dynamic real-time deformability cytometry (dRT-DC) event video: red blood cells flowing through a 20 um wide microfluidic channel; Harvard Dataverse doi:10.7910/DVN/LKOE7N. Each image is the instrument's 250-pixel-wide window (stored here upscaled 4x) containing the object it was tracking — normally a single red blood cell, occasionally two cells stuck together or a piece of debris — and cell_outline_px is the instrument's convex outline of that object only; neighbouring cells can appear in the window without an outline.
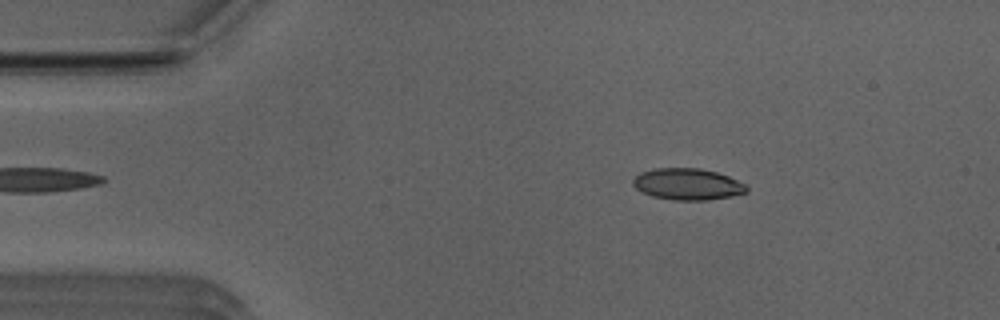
{"species": "Egyptian fruit bat (a non-hibernating species)", "species_latin": "Rousettus aegyptiacus", "temperature_condition": "room temperature", "stored_images_in_passage": 9, "camera_frame_rate_fps": 3000, "um_per_image_px": 0.085, "animal": {"sex": "male"}, "frame": {"image": 1, "passage_image": 7, "time_ms": 2.0, "image_size_px": [1000, 320], "cell_outline_px": [[748, 192], [732, 196], [708, 200], [676, 200], [652, 196], [636, 188], [632, 184], [632, 180], [640, 172], [656, 168], [700, 168], [716, 172], [728, 176], [748, 184]], "centroid_in_image_um": [58.48, 15.65], "position_along_channel_um": 26.5, "area_um2": 20.92}}